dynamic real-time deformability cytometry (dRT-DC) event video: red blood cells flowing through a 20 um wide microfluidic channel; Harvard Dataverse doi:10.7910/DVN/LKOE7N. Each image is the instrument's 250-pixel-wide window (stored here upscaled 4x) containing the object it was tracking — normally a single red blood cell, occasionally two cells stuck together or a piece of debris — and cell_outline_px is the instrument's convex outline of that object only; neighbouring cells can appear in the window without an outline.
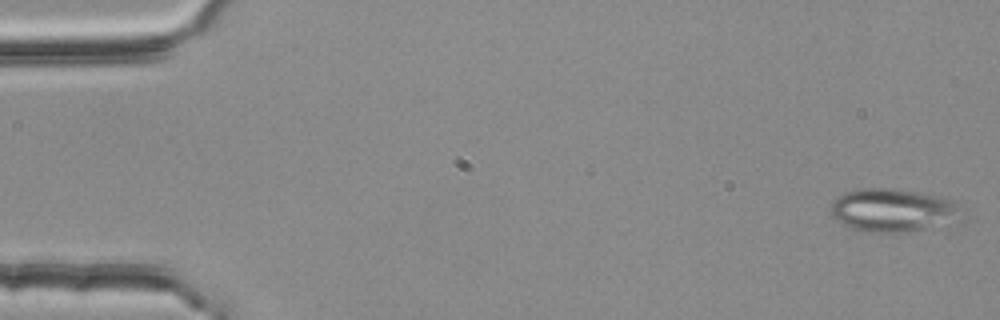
{"species": "common noctule bat (a hibernating species)", "species_latin": "Nyctalus noctula", "temperature_condition": "room temperature", "stored_images_in_passage": 54, "segment_of_instrument_passage": [1, 2], "camera_frame_rate_fps": 3000, "um_per_image_px": 0.085, "animal": {"sex": "female", "body_mass_g": 25.1}, "frame": {"image": 1, "passage_image": 1, "time_ms": 0.0, "image_size_px": [1000, 320], "cell_outline_px": [[972, 220], [964, 224], [900, 232], [864, 232], [840, 224], [832, 216], [832, 204], [844, 192], [860, 188], [888, 188], [916, 192], [936, 196], [952, 200], [960, 204]], "centroid_in_image_um": [76.14, 17.91], "position_along_channel_um": 8.9, "area_um2": 34.28}}